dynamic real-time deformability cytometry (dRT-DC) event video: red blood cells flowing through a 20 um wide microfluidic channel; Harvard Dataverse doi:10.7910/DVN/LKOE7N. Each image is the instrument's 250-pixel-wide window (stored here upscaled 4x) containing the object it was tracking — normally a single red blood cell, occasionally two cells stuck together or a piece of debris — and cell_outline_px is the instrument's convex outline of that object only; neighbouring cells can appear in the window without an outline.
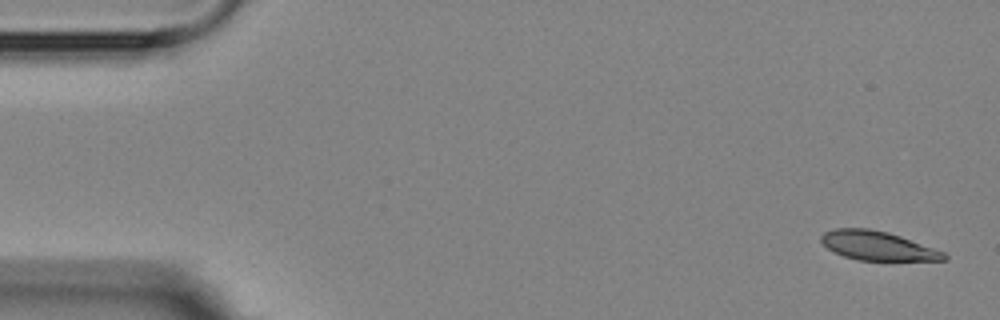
{"species": "Egyptian fruit bat (a non-hibernating species)", "species_latin": "Rousettus aegyptiacus", "temperature_condition": "room temperature", "stored_images_in_passage": 8, "camera_frame_rate_fps": 3000, "um_per_image_px": 0.085, "animal": {"sex": "female"}, "frame": {"image": 1, "passage_image": 1, "time_ms": 0.0, "image_size_px": [1000, 320], "cell_outline_px": [[948, 260], [860, 260], [844, 256], [828, 248], [820, 240], [820, 236], [824, 232], [836, 228], [868, 228], [888, 232], [900, 236], [944, 252], [948, 256]], "centroid_in_image_um": [74.59, 20.88], "position_along_channel_um": 10.4, "area_um2": 20.52}}
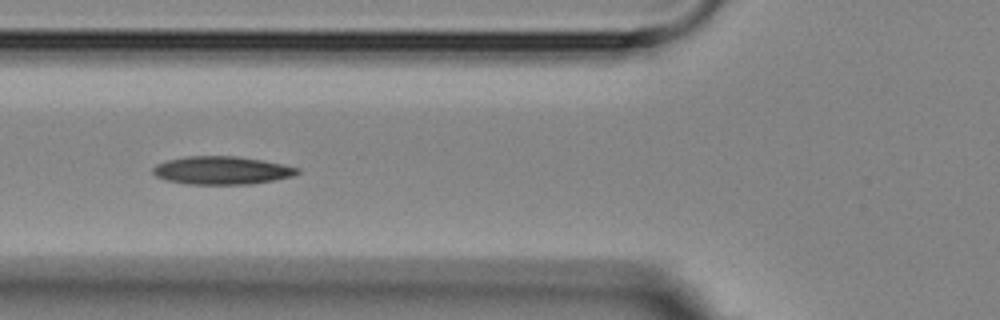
{"frame": {"image": 2, "passage_image": 6, "time_ms": 6.0, "image_size_px": [1000, 320], "cell_outline_px": [[300, 172], [292, 176], [252, 184], [184, 184], [164, 180], [156, 176], [152, 172], [152, 168], [156, 164], [168, 160], [188, 156], [236, 156], [264, 160], [300, 168]], "centroid_in_image_um": [18.83, 14.48], "position_along_channel_um": 107.0, "area_um2": 23.7}}
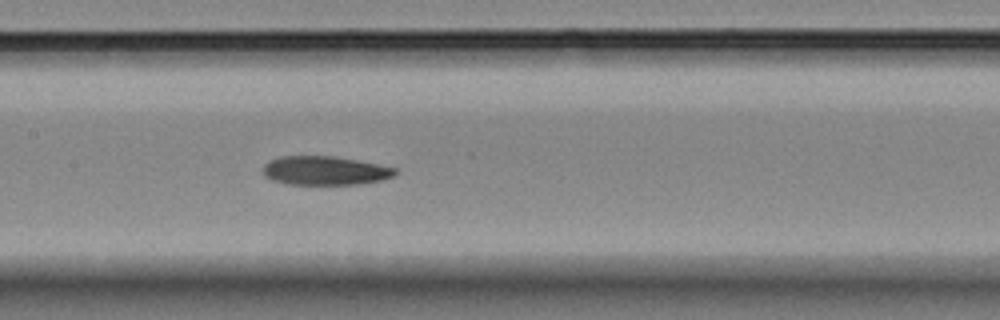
{"frame": {"image": 3, "passage_image": 8, "time_ms": 8.0, "image_size_px": [1000, 320], "cell_outline_px": [[400, 172], [396, 176], [380, 180], [360, 184], [288, 184], [272, 180], [264, 176], [264, 164], [280, 156], [332, 156], [356, 160], [396, 168]], "centroid_in_image_um": [27.65, 14.5], "position_along_channel_um": 179.7, "area_um2": 22.14}}